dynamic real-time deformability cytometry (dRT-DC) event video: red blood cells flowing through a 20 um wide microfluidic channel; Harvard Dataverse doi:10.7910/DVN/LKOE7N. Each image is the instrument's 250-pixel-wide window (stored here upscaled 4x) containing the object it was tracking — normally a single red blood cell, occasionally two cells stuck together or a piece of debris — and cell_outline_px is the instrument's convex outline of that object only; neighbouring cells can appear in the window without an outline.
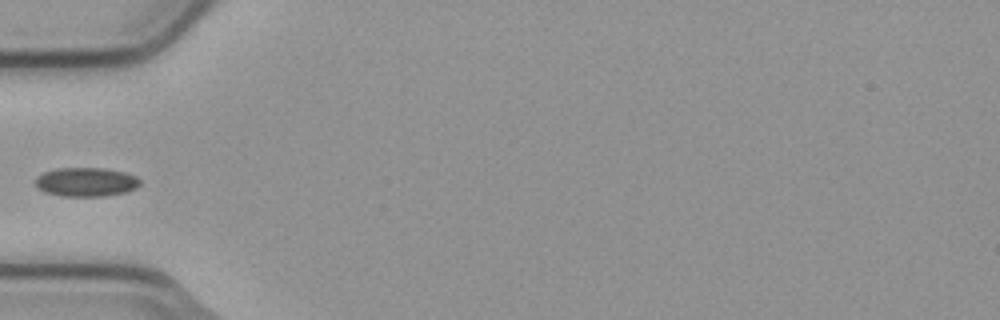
{"species": "common noctule bat (a hibernating species)", "species_latin": "Nyctalus noctula", "temperature_condition": "cold", "stored_images_in_passage": 6, "camera_frame_rate_fps": 3000, "um_per_image_px": 0.085, "animal": {"sex": "male", "body_mass_g": 23.1, "forearm_length_mm": 52.7}, "frame": {"image": 1, "passage_image": 6, "time_ms": 1.667, "image_size_px": [1000, 320], "cell_outline_px": [[140, 184], [136, 188], [124, 192], [104, 196], [60, 196], [44, 192], [36, 184], [36, 176], [44, 172], [56, 168], [104, 168], [124, 172], [136, 176], [140, 180]], "centroid_in_image_um": [7.31, 15.46], "position_along_channel_um": 77.7, "area_um2": 17.63}}